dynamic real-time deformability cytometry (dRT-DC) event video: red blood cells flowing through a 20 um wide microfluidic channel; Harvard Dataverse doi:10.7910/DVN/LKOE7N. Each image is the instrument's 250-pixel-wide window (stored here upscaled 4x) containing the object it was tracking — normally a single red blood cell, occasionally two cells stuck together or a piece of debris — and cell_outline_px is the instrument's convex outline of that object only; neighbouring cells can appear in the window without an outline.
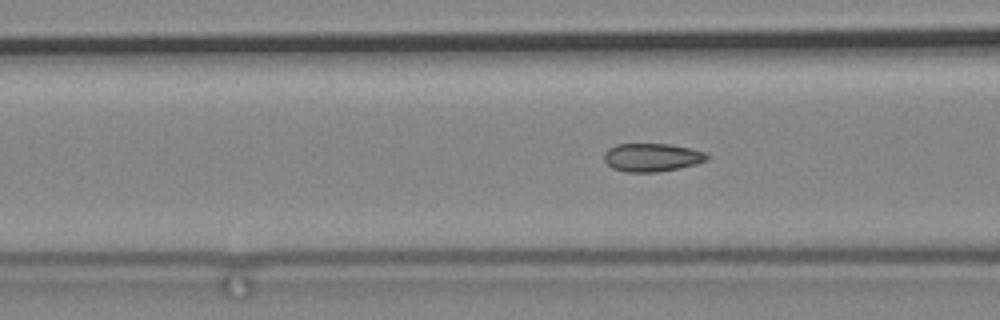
{"species": "common noctule bat (a hibernating species)", "species_latin": "Nyctalus noctula", "temperature_condition": "cold", "stored_images_in_passage": 50, "camera_frame_rate_fps": 3000, "um_per_image_px": 0.085, "animal": {"sex": "male", "body_mass_g": 19.2, "forearm_length_mm": 51.8}, "frame": {"image": 1, "passage_image": 8, "time_ms": 2.333, "image_size_px": [1000, 320], "cell_outline_px": [[708, 160], [696, 164], [680, 168], [656, 172], [624, 172], [612, 168], [604, 160], [604, 152], [608, 148], [616, 144], [668, 144], [692, 148], [704, 152], [708, 156]], "centroid_in_image_um": [55.4, 13.38], "position_along_channel_um": 111.2, "area_um2": 17.05}}
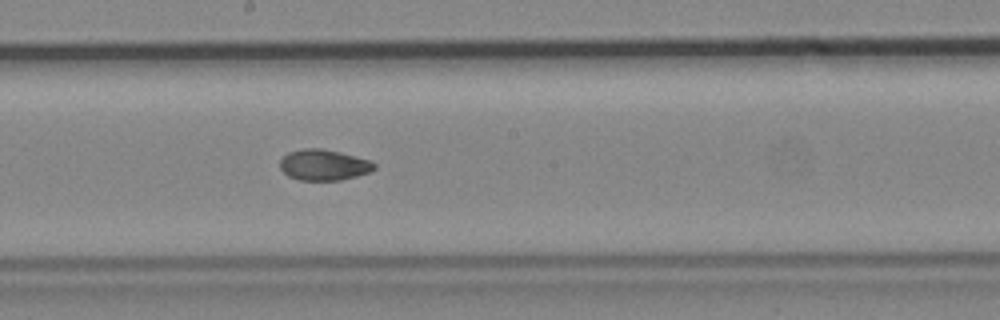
{"frame": {"image": 2, "passage_image": 19, "time_ms": 6.0, "image_size_px": [1000, 320], "cell_outline_px": [[376, 168], [372, 172], [340, 180], [300, 180], [288, 176], [280, 168], [280, 160], [288, 152], [304, 148], [320, 148], [340, 152], [372, 160], [376, 164]], "centroid_in_image_um": [27.55, 14.01], "position_along_channel_um": 220.6, "area_um2": 17.11}}
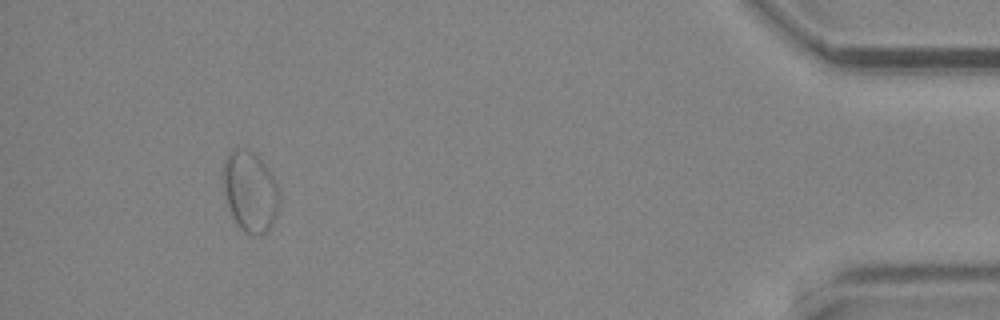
{"frame": {"image": 3, "passage_image": 45, "time_ms": 14.667, "image_size_px": [1000, 320], "cell_outline_px": [[280, 200], [272, 224], [264, 232], [244, 232], [236, 224], [232, 216], [224, 192], [220, 176], [220, 172], [224, 160], [228, 152], [232, 148], [248, 148], [272, 172], [276, 180], [280, 192]], "centroid_in_image_um": [21.22, 16.19], "position_along_channel_um": 414.0, "area_um2": 26.65}}